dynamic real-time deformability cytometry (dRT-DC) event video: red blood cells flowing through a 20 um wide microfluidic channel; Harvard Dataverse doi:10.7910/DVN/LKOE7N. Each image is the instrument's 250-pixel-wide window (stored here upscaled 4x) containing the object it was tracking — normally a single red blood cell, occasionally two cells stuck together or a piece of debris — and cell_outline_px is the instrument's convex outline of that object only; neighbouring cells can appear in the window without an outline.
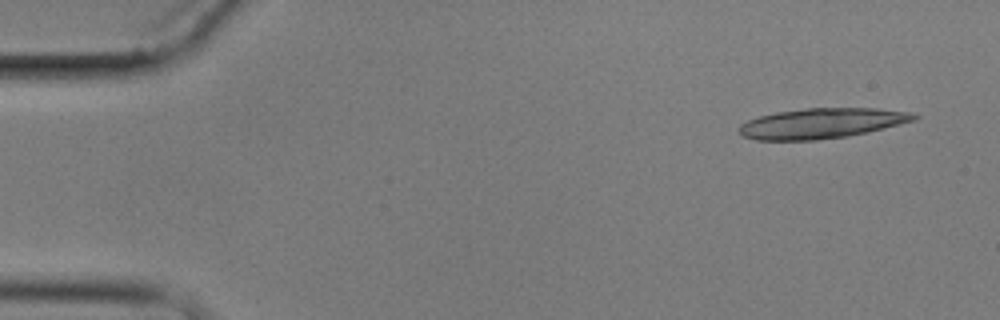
{"species": "common noctule bat (a hibernating species)", "species_latin": "Nyctalus noctula", "temperature_condition": "cold", "stored_images_in_passage": 3, "camera_frame_rate_fps": 3000, "um_per_image_px": 0.085, "animal": {"sex": "male", "body_mass_g": 17.9}, "frame": {"image": 1, "passage_image": 1, "time_ms": 0.0, "image_size_px": [1000, 320], "cell_outline_px": [[920, 116], [916, 120], [868, 132], [848, 136], [816, 140], [756, 140], [744, 136], [736, 132], [740, 124], [748, 120], [760, 116], [776, 112], [804, 108], [876, 108], [912, 112]], "centroid_in_image_um": [69.84, 10.48], "position_along_channel_um": 15.2, "area_um2": 30.98}}